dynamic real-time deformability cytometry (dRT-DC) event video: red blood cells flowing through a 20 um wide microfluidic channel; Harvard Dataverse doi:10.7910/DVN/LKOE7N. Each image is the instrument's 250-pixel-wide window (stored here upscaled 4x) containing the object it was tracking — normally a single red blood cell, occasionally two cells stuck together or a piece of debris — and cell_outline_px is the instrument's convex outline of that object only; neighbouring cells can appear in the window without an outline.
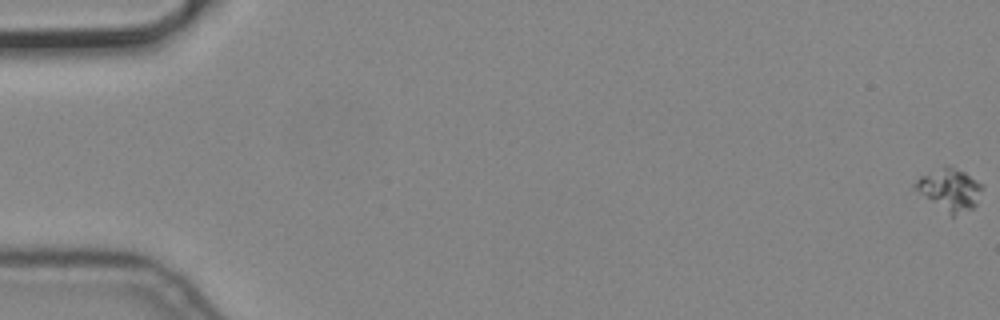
{"species": "common noctule bat (a hibernating species)", "species_latin": "Nyctalus noctula", "temperature_condition": "cold", "stored_images_in_passage": 6, "camera_frame_rate_fps": 3000, "um_per_image_px": 0.085, "animal": {"sex": "male", "body_mass_g": 19.2, "forearm_length_mm": 51.8}, "frame": {"image": 1, "passage_image": 1, "time_ms": 0.0, "image_size_px": [1000, 320], "cell_outline_px": [[984, 188], [976, 204], [972, 208], [952, 216], [912, 188], [912, 184], [920, 176], [944, 168], [952, 168], [964, 172], [980, 184]], "centroid_in_image_um": [80.71, 16.14], "position_along_channel_um": 4.3, "area_um2": 15.66}}
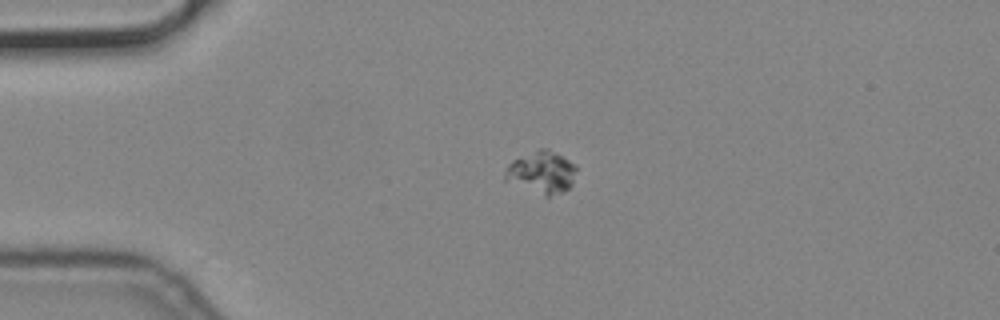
{"frame": {"image": 2, "passage_image": 5, "time_ms": 1.333, "image_size_px": [1000, 320], "cell_outline_px": [[576, 168], [572, 184], [568, 188], [548, 200], [504, 180], [504, 172], [508, 164], [512, 160], [540, 148], [548, 148], [576, 164]], "centroid_in_image_um": [46.02, 14.69], "position_along_channel_um": 39.0, "area_um2": 18.09}}